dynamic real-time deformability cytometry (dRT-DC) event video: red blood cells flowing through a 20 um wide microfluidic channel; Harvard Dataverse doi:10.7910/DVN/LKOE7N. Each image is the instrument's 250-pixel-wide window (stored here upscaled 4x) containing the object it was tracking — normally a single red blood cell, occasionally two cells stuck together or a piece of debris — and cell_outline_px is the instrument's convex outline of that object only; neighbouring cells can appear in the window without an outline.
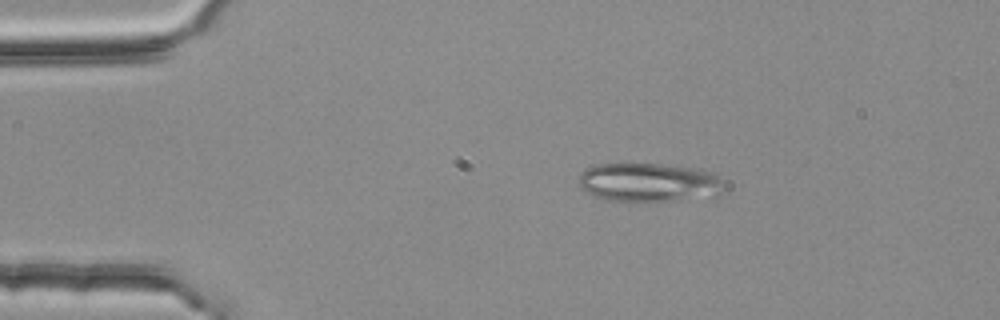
{"species": "common noctule bat (a hibernating species)", "species_latin": "Nyctalus noctula", "temperature_condition": "room temperature", "stored_images_in_passage": 53, "camera_frame_rate_fps": 3000, "um_per_image_px": 0.085, "animal": {"sex": "female", "body_mass_g": 25.1}, "frame": {"image": 1, "passage_image": 9, "time_ms": 2.667, "image_size_px": [1000, 320], "cell_outline_px": [[724, 196], [668, 200], [608, 200], [592, 196], [576, 180], [580, 172], [596, 164], [664, 164], [700, 168], [712, 172], [724, 184]], "centroid_in_image_um": [55.21, 15.49], "position_along_channel_um": 29.8, "area_um2": 33.0}}
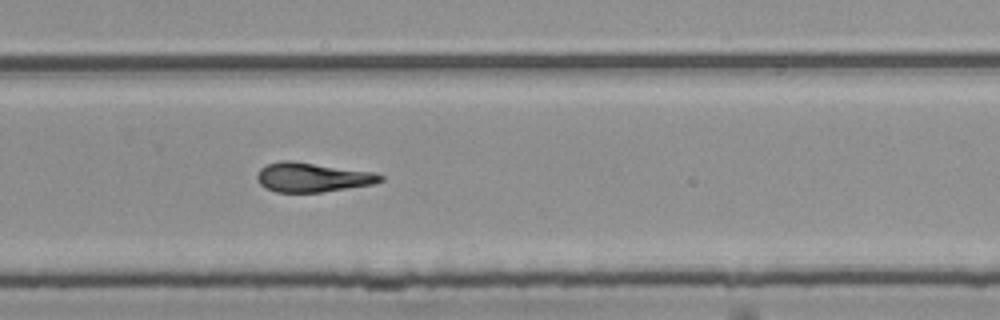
{"frame": {"image": 2, "passage_image": 35, "time_ms": 11.333, "image_size_px": [1000, 320], "cell_outline_px": [[384, 180], [372, 184], [348, 188], [320, 192], [276, 192], [264, 188], [256, 180], [256, 176], [260, 168], [268, 164], [280, 160], [292, 160], [376, 172], [384, 176]], "centroid_in_image_um": [26.54, 15.06], "position_along_channel_um": 303.3, "area_um2": 21.33}}
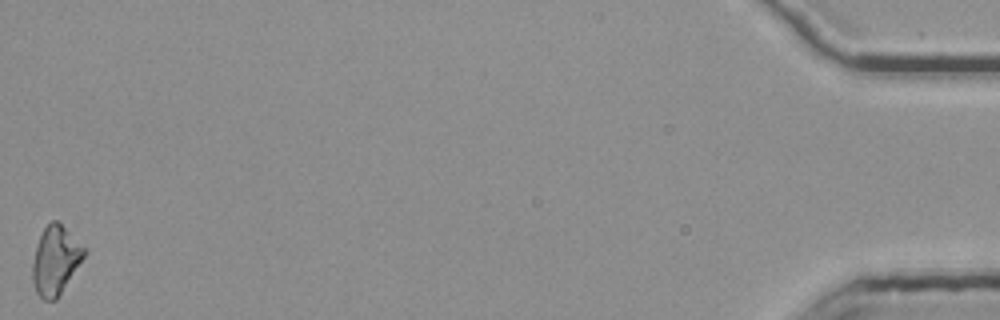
{"frame": {"image": 3, "passage_image": 53, "time_ms": 17.333, "image_size_px": [1000, 320], "cell_outline_px": [[88, 252], [56, 300], [44, 300], [36, 292], [32, 280], [32, 264], [36, 244], [44, 228], [52, 220], [56, 220], [88, 248]], "centroid_in_image_um": [4.74, 22.12], "position_along_channel_um": 430.5, "area_um2": 20.81}, "authors_computed_cell_mechanics": {"area_um2": 21.1548, "velocity_mm_per_s": 3.7834, "shape_relaxation_time_tau1_ms": 8.9715, "shape_relaxation_time_tau2_ms": 5.18, "deformation_change_tau1": 0.2589, "deformation_change_tau2": 0.1722}}